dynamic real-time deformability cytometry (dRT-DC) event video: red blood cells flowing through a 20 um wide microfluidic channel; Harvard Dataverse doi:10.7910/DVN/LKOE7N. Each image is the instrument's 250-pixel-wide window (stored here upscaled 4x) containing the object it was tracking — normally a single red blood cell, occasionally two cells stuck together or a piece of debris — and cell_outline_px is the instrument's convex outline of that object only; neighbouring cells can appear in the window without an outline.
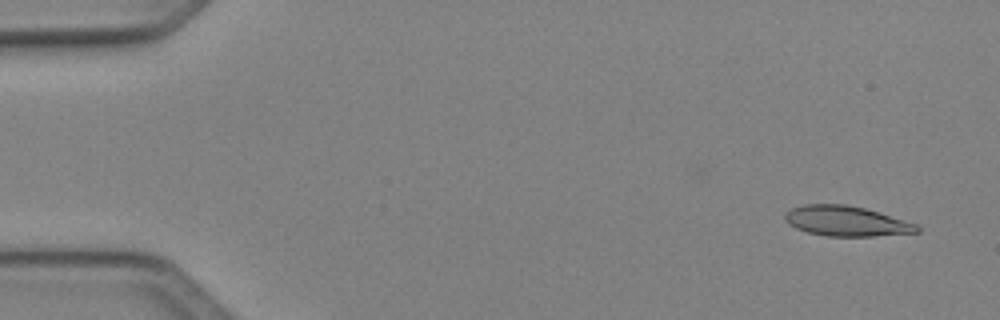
{"species": "Egyptian fruit bat (a non-hibernating species)", "species_latin": "Rousettus aegyptiacus", "temperature_condition": "cold", "stored_images_in_passage": 50, "camera_frame_rate_fps": 3000, "um_per_image_px": 0.085, "animal": {"sex": "female"}, "frame": {"image": 1, "passage_image": 3, "time_ms": 0.667, "image_size_px": [1000, 320], "cell_outline_px": [[920, 232], [872, 236], [824, 236], [808, 232], [796, 228], [788, 224], [784, 220], [784, 216], [792, 208], [804, 204], [844, 204], [864, 208], [916, 224], [920, 228]], "centroid_in_image_um": [71.9, 18.8], "position_along_channel_um": 13.1, "area_um2": 22.95}}
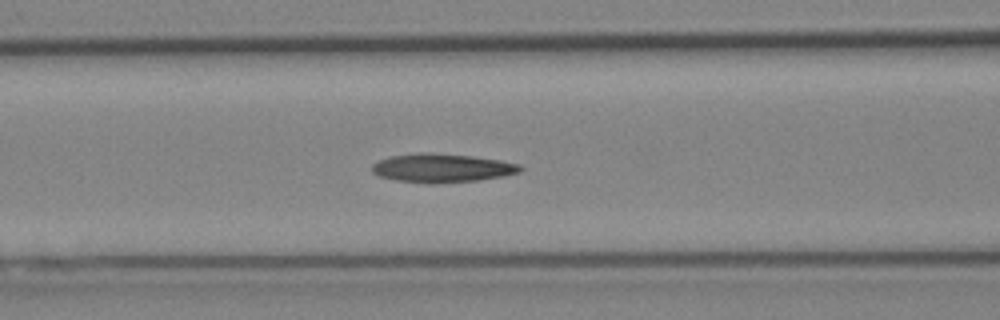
{"frame": {"image": 2, "passage_image": 21, "time_ms": 6.667, "image_size_px": [1000, 320], "cell_outline_px": [[524, 168], [520, 172], [504, 176], [476, 180], [436, 184], [428, 184], [396, 180], [380, 176], [372, 172], [372, 164], [388, 156], [420, 152], [428, 152], [472, 156], [500, 160], [520, 164]], "centroid_in_image_um": [37.57, 14.28], "position_along_channel_um": 129.0, "area_um2": 24.97}}
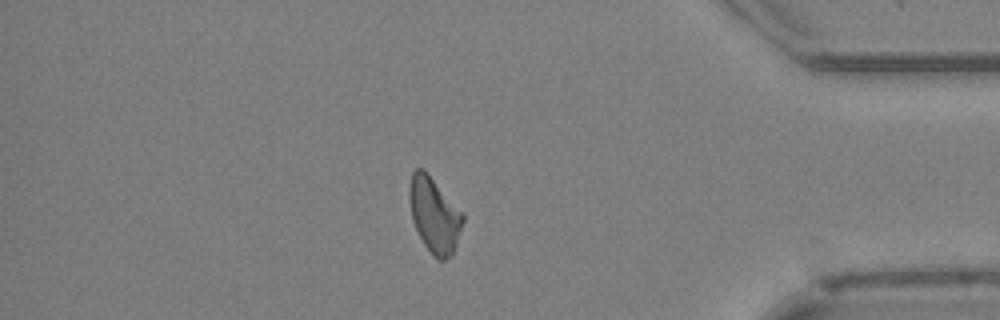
{"frame": {"image": 3, "passage_image": 43, "time_ms": 14.0, "image_size_px": [1000, 320], "cell_outline_px": [[464, 220], [452, 256], [444, 260], [440, 260], [424, 244], [412, 220], [408, 196], [408, 192], [412, 172], [416, 168], [424, 168], [464, 216]], "centroid_in_image_um": [36.89, 18.25], "position_along_channel_um": 398.3, "area_um2": 22.95}}